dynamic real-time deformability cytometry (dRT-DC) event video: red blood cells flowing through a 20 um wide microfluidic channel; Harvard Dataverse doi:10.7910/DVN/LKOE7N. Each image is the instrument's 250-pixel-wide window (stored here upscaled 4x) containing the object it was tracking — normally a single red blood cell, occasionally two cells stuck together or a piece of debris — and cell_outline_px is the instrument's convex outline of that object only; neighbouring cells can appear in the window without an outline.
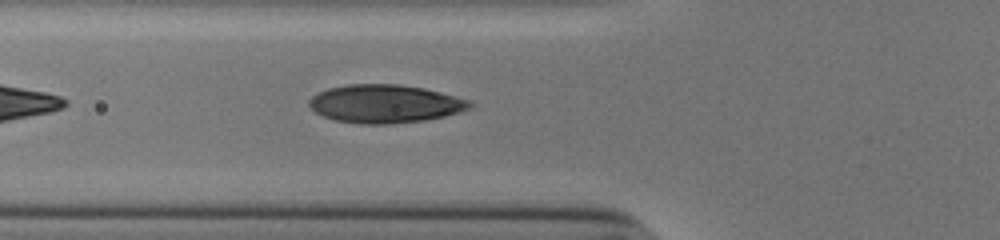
{"species": "human", "species_latin": "Homo sapiens", "temperature_condition": "cold", "stored_images_in_passage": 35, "camera_frame_rate_fps": 3000, "um_per_image_px": 0.085, "donor": {"sex": "male"}, "frame": {"image": 1, "passage_image": 5, "time_ms": 1.333, "image_size_px": [1000, 240], "cell_outline_px": [[476, 104], [472, 108], [460, 112], [444, 116], [424, 120], [392, 124], [360, 124], [336, 120], [324, 116], [316, 112], [308, 104], [308, 100], [312, 96], [328, 88], [348, 84], [400, 84], [424, 88], [472, 100]], "centroid_in_image_um": [32.78, 8.82], "position_along_channel_um": 93.0, "area_um2": 36.01}}
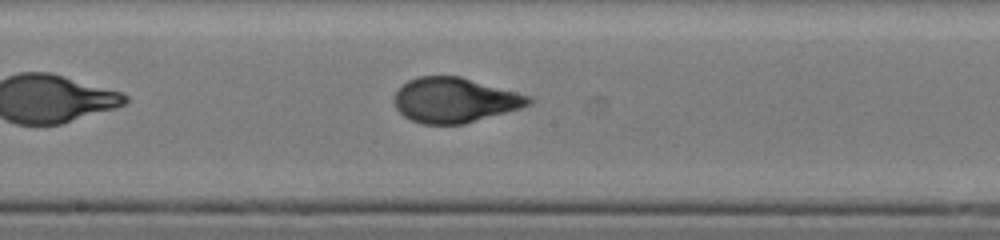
{"frame": {"image": 2, "passage_image": 14, "time_ms": 4.333, "image_size_px": [1000, 240], "cell_outline_px": [[536, 100], [532, 104], [520, 108], [464, 124], [420, 124], [404, 116], [396, 108], [396, 92], [408, 80], [420, 76], [460, 76], [532, 96]], "centroid_in_image_um": [38.7, 8.51], "position_along_channel_um": 209.5, "area_um2": 35.08}}
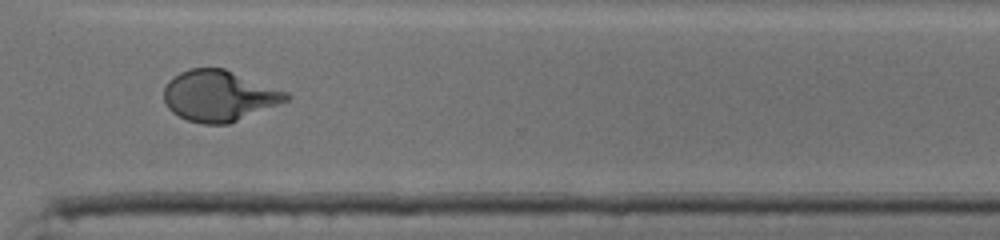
{"frame": {"image": 3, "passage_image": 25, "time_ms": 8.0, "image_size_px": [1000, 240], "cell_outline_px": [[292, 96], [288, 100], [280, 104], [228, 124], [204, 124], [188, 120], [172, 112], [164, 104], [164, 88], [168, 80], [172, 76], [188, 68], [224, 68], [288, 92]], "centroid_in_image_um": [18.61, 8.14], "position_along_channel_um": 352.0, "area_um2": 36.41}, "authors_computed_cell_mechanics": {"area_um2": 35.7782, "velocity_mm_per_s": 3.8849, "shape_relaxation_time_tau1_ms": 5.9357, "shape_relaxation_time_tau2_ms": null, "deformation_change_tau1": 0.2434, "deformation_change_tau2": null}}